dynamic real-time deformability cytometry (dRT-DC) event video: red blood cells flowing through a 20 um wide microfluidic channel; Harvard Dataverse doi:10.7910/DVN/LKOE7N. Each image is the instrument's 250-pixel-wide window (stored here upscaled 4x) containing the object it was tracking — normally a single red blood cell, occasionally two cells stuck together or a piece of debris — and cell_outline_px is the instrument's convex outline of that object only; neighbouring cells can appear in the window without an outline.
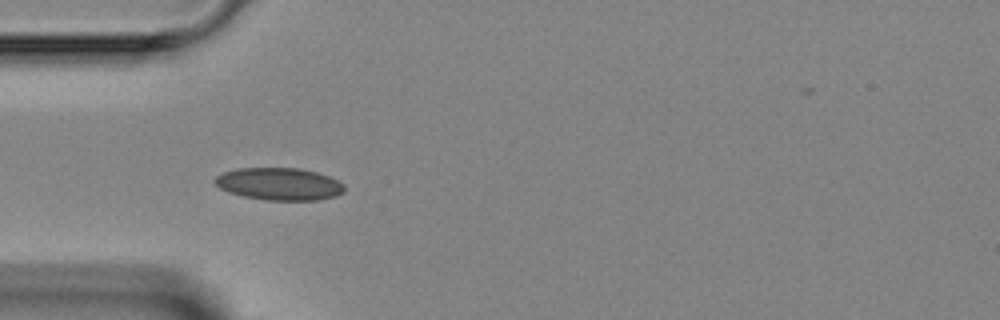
{"species": "Egyptian fruit bat (a non-hibernating species)", "species_latin": "Rousettus aegyptiacus", "temperature_condition": "room temperature", "stored_images_in_passage": 6, "camera_frame_rate_fps": 3000, "um_per_image_px": 0.085, "animal": {"sex": "female"}, "frame": {"image": 1, "passage_image": 3, "time_ms": 3.333, "image_size_px": [1000, 320], "cell_outline_px": [[344, 192], [336, 196], [320, 200], [264, 200], [244, 196], [228, 192], [220, 188], [212, 180], [216, 176], [224, 172], [236, 168], [300, 168], [316, 172], [328, 176], [344, 184]], "centroid_in_image_um": [23.73, 15.64], "position_along_channel_um": 61.3, "area_um2": 24.51}}
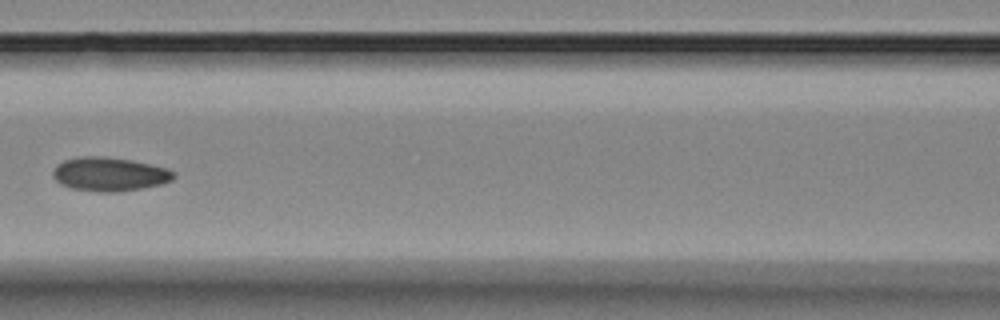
{"frame": {"image": 2, "passage_image": 5, "time_ms": 5.667, "image_size_px": [1000, 320], "cell_outline_px": [[176, 176], [172, 180], [160, 184], [140, 188], [112, 192], [100, 192], [72, 188], [60, 184], [52, 176], [52, 172], [56, 164], [64, 160], [80, 156], [104, 156], [132, 160], [168, 168], [176, 172]], "centroid_in_image_um": [9.29, 14.79], "position_along_channel_um": 157.3, "area_um2": 23.87}}
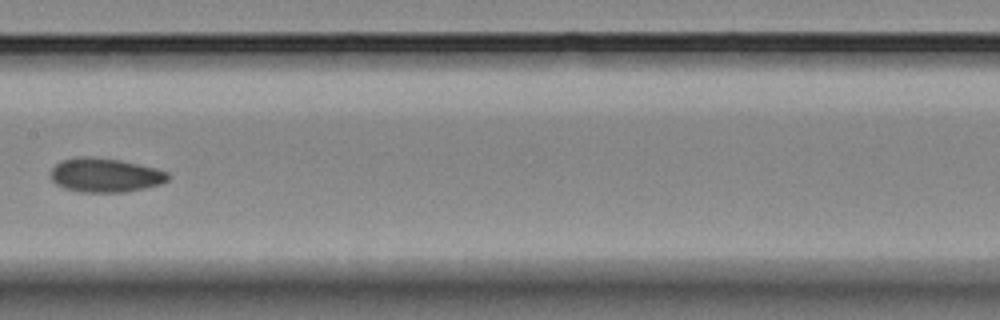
{"frame": {"image": 3, "passage_image": 6, "time_ms": 6.667, "image_size_px": [1000, 320], "cell_outline_px": [[172, 176], [168, 180], [160, 184], [144, 188], [124, 192], [80, 192], [64, 188], [56, 184], [52, 180], [52, 168], [60, 160], [76, 156], [92, 156], [120, 160], [156, 168], [168, 172]], "centroid_in_image_um": [8.95, 14.88], "position_along_channel_um": 198.5, "area_um2": 23.47}}